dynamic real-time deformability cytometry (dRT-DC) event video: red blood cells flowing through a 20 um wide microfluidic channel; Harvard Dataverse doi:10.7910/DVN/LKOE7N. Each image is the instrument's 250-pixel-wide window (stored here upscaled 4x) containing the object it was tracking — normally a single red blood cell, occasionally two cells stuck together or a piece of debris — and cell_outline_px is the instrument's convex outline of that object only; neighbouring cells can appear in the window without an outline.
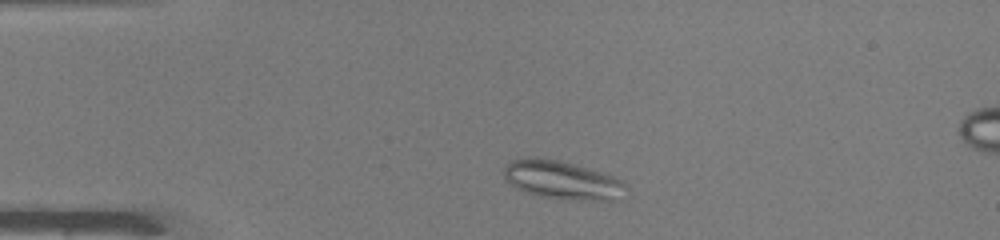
{"species": "common noctule bat (a hibernating species)", "species_latin": "Nyctalus noctula", "temperature_condition": "warm", "stored_images_in_passage": 42, "camera_frame_rate_fps": 3000, "um_per_image_px": 0.085, "animal": {"sex": "male", "body_mass_g": 19.0, "forearm_length_mm": 50.8}, "frame": {"image": 1, "passage_image": 4, "time_ms": 1.0, "image_size_px": [1000, 240], "cell_outline_px": [[628, 188], [616, 200], [576, 200], [540, 196], [516, 188], [504, 176], [504, 164], [512, 160], [528, 156], [536, 156], [560, 160], [616, 176], [624, 180], [628, 184]], "centroid_in_image_um": [47.82, 15.28], "position_along_channel_um": 37.2, "area_um2": 27.63}}
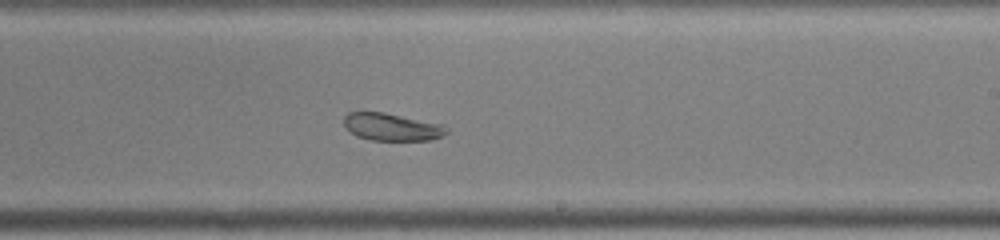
{"frame": {"image": 2, "passage_image": 23, "time_ms": 7.333, "image_size_px": [1000, 240], "cell_outline_px": [[448, 132], [432, 140], [368, 140], [356, 136], [348, 132], [344, 128], [344, 116], [348, 112], [384, 112], [444, 124], [448, 128]], "centroid_in_image_um": [33.28, 10.79], "position_along_channel_um": 255.7, "area_um2": 16.7}}
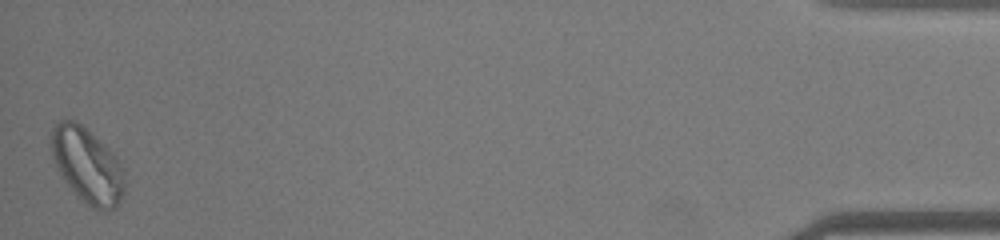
{"frame": {"image": 3, "passage_image": 42, "time_ms": 13.667, "image_size_px": [1000, 240], "cell_outline_px": [[124, 192], [116, 208], [108, 212], [100, 212], [92, 208], [76, 196], [64, 180], [52, 156], [48, 144], [48, 136], [52, 128], [60, 120], [72, 120], [80, 124], [112, 152], [124, 172]], "centroid_in_image_um": [7.38, 14.1], "position_along_channel_um": 427.8, "area_um2": 32.25}, "authors_computed_cell_mechanics": {"area_um2": 23.2067, "velocity_mm_per_s": 4.0729, "shape_relaxation_time_tau1_ms": null, "shape_relaxation_time_tau2_ms": 7.4938, "deformation_change_tau1": null, "deformation_change_tau2": 0.0823}}